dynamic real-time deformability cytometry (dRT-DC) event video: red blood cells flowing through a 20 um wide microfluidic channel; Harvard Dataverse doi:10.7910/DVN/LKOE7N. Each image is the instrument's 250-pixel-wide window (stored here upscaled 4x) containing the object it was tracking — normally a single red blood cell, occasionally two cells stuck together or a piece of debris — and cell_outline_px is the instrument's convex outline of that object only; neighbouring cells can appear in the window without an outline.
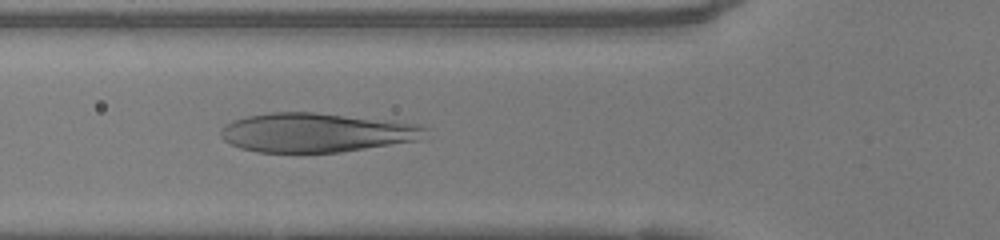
{"species": "human", "species_latin": "Homo sapiens", "temperature_condition": "warm", "stored_images_in_passage": 37, "camera_frame_rate_fps": 3000, "um_per_image_px": 0.085, "donor": {"sex": "female"}, "frame": {"image": 1, "passage_image": 5, "time_ms": 1.333, "image_size_px": [1000, 240], "cell_outline_px": [[428, 128], [420, 140], [340, 152], [256, 152], [240, 148], [224, 140], [220, 136], [220, 128], [224, 124], [232, 120], [248, 116], [268, 112], [312, 112], [392, 120], [420, 124]], "centroid_in_image_um": [26.87, 11.26], "position_along_channel_um": 98.9, "area_um2": 46.93}}
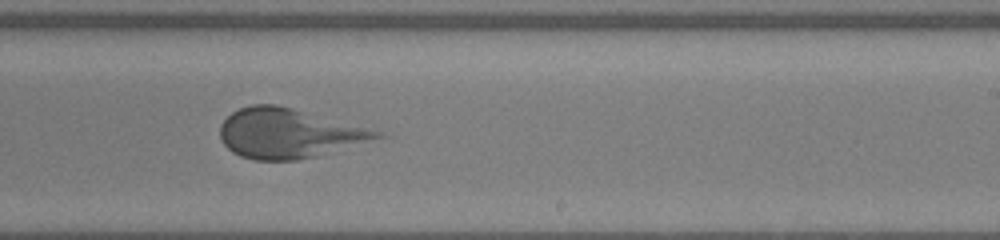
{"frame": {"image": 2, "passage_image": 17, "time_ms": 5.333, "image_size_px": [1000, 240], "cell_outline_px": [[388, 136], [312, 156], [296, 160], [256, 160], [240, 156], [232, 152], [220, 140], [220, 124], [232, 112], [240, 108], [252, 104], [276, 104], [292, 108], [384, 132]], "centroid_in_image_um": [24.49, 11.32], "position_along_channel_um": 264.5, "area_um2": 44.8}}
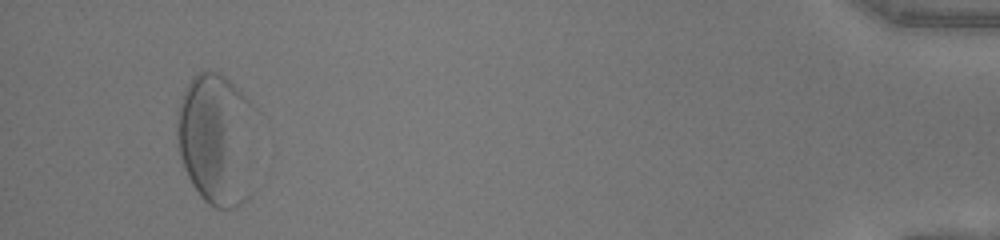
{"frame": {"image": 3, "passage_image": 34, "time_ms": 11.0, "image_size_px": [1000, 240], "cell_outline_px": [[252, 192], [240, 204], [232, 208], [216, 208], [208, 204], [200, 196], [192, 184], [184, 168], [180, 156], [176, 136], [176, 120], [184, 92], [192, 76], [196, 72], [216, 72], [224, 76], [248, 100]], "centroid_in_image_um": [18.32, 11.89], "position_along_channel_um": 416.9, "area_um2": 59.36}}